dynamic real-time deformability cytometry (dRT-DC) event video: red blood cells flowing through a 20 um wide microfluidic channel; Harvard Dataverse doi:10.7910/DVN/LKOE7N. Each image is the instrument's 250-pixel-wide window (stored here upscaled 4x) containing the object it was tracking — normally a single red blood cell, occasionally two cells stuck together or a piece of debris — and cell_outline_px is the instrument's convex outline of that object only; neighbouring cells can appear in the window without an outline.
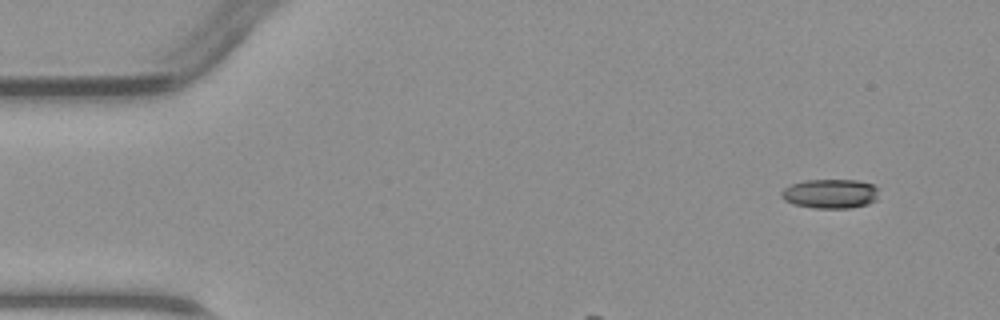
{"species": "common noctule bat (a hibernating species)", "species_latin": "Nyctalus noctula", "temperature_condition": "warm", "stored_images_in_passage": 3, "camera_frame_rate_fps": 3000, "um_per_image_px": 0.085, "animal": {"sex": "male", "body_mass_g": 23.1, "forearm_length_mm": 52.7}, "frame": {"image": 1, "passage_image": 1, "time_ms": 0.0, "image_size_px": [1000, 320], "cell_outline_px": [[880, 188], [876, 200], [868, 204], [848, 208], [816, 208], [792, 204], [784, 200], [780, 196], [780, 192], [784, 188], [792, 184], [804, 180], [856, 180], [872, 184]], "centroid_in_image_um": [70.58, 16.46], "position_along_channel_um": 14.4, "area_um2": 16.82}}